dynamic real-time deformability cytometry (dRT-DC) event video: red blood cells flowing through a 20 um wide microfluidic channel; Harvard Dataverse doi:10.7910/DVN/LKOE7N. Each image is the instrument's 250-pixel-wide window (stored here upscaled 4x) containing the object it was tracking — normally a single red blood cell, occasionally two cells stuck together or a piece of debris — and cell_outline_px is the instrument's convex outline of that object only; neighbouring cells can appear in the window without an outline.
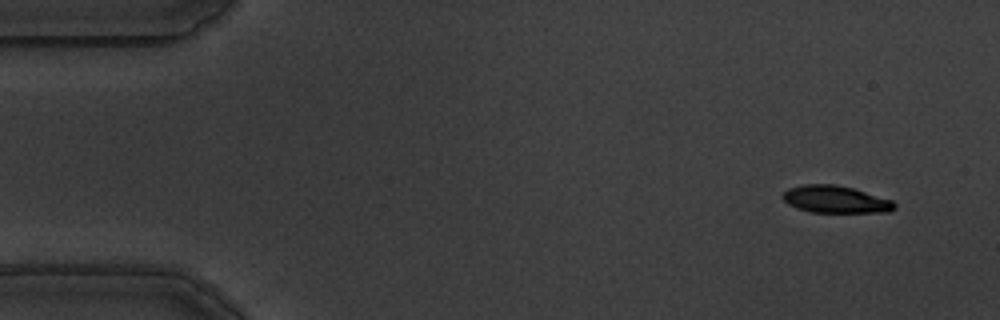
{"species": "common noctule bat (a hibernating species)", "species_latin": "Nyctalus noctula", "temperature_condition": "warm", "stored_images_in_passage": 17, "camera_frame_rate_fps": 3000, "um_per_image_px": 0.085, "animal": {"sex": "male", "body_mass_g": 19.5, "forearm_length_mm": 54.6}, "frame": {"image": 1, "passage_image": 4, "time_ms": 1.0, "image_size_px": [1000, 320], "cell_outline_px": [[896, 208], [888, 212], [808, 212], [796, 208], [788, 204], [780, 196], [788, 188], [804, 184], [832, 184], [852, 188], [892, 200], [896, 204]], "centroid_in_image_um": [70.98, 16.95], "position_along_channel_um": 14.0, "area_um2": 17.74}}